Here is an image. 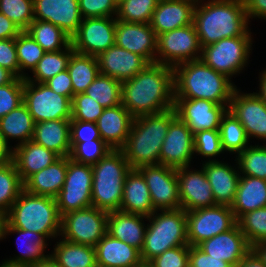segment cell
<instances>
[{
	"label": "cell",
	"instance_id": "d6a6232c",
	"mask_svg": "<svg viewBox=\"0 0 266 267\" xmlns=\"http://www.w3.org/2000/svg\"><path fill=\"white\" fill-rule=\"evenodd\" d=\"M32 140L60 157L71 153L70 120H48L35 123Z\"/></svg>",
	"mask_w": 266,
	"mask_h": 267
},
{
	"label": "cell",
	"instance_id": "2e32d148",
	"mask_svg": "<svg viewBox=\"0 0 266 267\" xmlns=\"http://www.w3.org/2000/svg\"><path fill=\"white\" fill-rule=\"evenodd\" d=\"M228 110L242 124L250 140L255 137L266 144V104L256 92L244 93L236 88Z\"/></svg>",
	"mask_w": 266,
	"mask_h": 267
},
{
	"label": "cell",
	"instance_id": "7402d4cb",
	"mask_svg": "<svg viewBox=\"0 0 266 267\" xmlns=\"http://www.w3.org/2000/svg\"><path fill=\"white\" fill-rule=\"evenodd\" d=\"M99 73L117 79L121 83L130 80L149 63L137 54L114 44L97 56Z\"/></svg>",
	"mask_w": 266,
	"mask_h": 267
},
{
	"label": "cell",
	"instance_id": "2644e50d",
	"mask_svg": "<svg viewBox=\"0 0 266 267\" xmlns=\"http://www.w3.org/2000/svg\"><path fill=\"white\" fill-rule=\"evenodd\" d=\"M133 267H153L149 262H141L140 264Z\"/></svg>",
	"mask_w": 266,
	"mask_h": 267
},
{
	"label": "cell",
	"instance_id": "680465c9",
	"mask_svg": "<svg viewBox=\"0 0 266 267\" xmlns=\"http://www.w3.org/2000/svg\"><path fill=\"white\" fill-rule=\"evenodd\" d=\"M44 84H46L54 92L72 100L73 86L67 69L48 79L44 82Z\"/></svg>",
	"mask_w": 266,
	"mask_h": 267
},
{
	"label": "cell",
	"instance_id": "816d5d0a",
	"mask_svg": "<svg viewBox=\"0 0 266 267\" xmlns=\"http://www.w3.org/2000/svg\"><path fill=\"white\" fill-rule=\"evenodd\" d=\"M23 87L24 79L18 77L0 86V119L23 103Z\"/></svg>",
	"mask_w": 266,
	"mask_h": 267
},
{
	"label": "cell",
	"instance_id": "1f68e13d",
	"mask_svg": "<svg viewBox=\"0 0 266 267\" xmlns=\"http://www.w3.org/2000/svg\"><path fill=\"white\" fill-rule=\"evenodd\" d=\"M67 173V157H60L53 164L31 175L23 184L30 194L56 198L63 187Z\"/></svg>",
	"mask_w": 266,
	"mask_h": 267
},
{
	"label": "cell",
	"instance_id": "db71d44e",
	"mask_svg": "<svg viewBox=\"0 0 266 267\" xmlns=\"http://www.w3.org/2000/svg\"><path fill=\"white\" fill-rule=\"evenodd\" d=\"M149 263L153 267H189V245L166 250Z\"/></svg>",
	"mask_w": 266,
	"mask_h": 267
},
{
	"label": "cell",
	"instance_id": "7bdbcfd3",
	"mask_svg": "<svg viewBox=\"0 0 266 267\" xmlns=\"http://www.w3.org/2000/svg\"><path fill=\"white\" fill-rule=\"evenodd\" d=\"M121 85L117 79L99 74L84 93L103 108L114 107L121 104Z\"/></svg>",
	"mask_w": 266,
	"mask_h": 267
},
{
	"label": "cell",
	"instance_id": "52a82bcc",
	"mask_svg": "<svg viewBox=\"0 0 266 267\" xmlns=\"http://www.w3.org/2000/svg\"><path fill=\"white\" fill-rule=\"evenodd\" d=\"M147 221L150 224L147 223L144 244L140 250L142 262H150L166 250L188 245L184 209L156 210Z\"/></svg>",
	"mask_w": 266,
	"mask_h": 267
},
{
	"label": "cell",
	"instance_id": "ba28073f",
	"mask_svg": "<svg viewBox=\"0 0 266 267\" xmlns=\"http://www.w3.org/2000/svg\"><path fill=\"white\" fill-rule=\"evenodd\" d=\"M249 29L244 35L223 38L220 41L202 47L200 59L215 71L232 77L239 76L248 66L252 53L253 35Z\"/></svg>",
	"mask_w": 266,
	"mask_h": 267
},
{
	"label": "cell",
	"instance_id": "bcb514c9",
	"mask_svg": "<svg viewBox=\"0 0 266 267\" xmlns=\"http://www.w3.org/2000/svg\"><path fill=\"white\" fill-rule=\"evenodd\" d=\"M237 224L251 246L266 241V206L243 214Z\"/></svg>",
	"mask_w": 266,
	"mask_h": 267
},
{
	"label": "cell",
	"instance_id": "f6af8a7d",
	"mask_svg": "<svg viewBox=\"0 0 266 267\" xmlns=\"http://www.w3.org/2000/svg\"><path fill=\"white\" fill-rule=\"evenodd\" d=\"M159 0H123L117 6L116 20L150 23Z\"/></svg>",
	"mask_w": 266,
	"mask_h": 267
},
{
	"label": "cell",
	"instance_id": "cb8c5ba5",
	"mask_svg": "<svg viewBox=\"0 0 266 267\" xmlns=\"http://www.w3.org/2000/svg\"><path fill=\"white\" fill-rule=\"evenodd\" d=\"M17 234L19 239L17 240L18 255L10 256L9 259H3V263L13 266L30 267L38 264L49 257L46 254V248L49 246L48 239L41 233L33 231H27L24 229L13 228L6 221L3 224V239H6L8 235ZM23 239V241L21 240ZM23 246V247H22Z\"/></svg>",
	"mask_w": 266,
	"mask_h": 267
},
{
	"label": "cell",
	"instance_id": "f1b7e54d",
	"mask_svg": "<svg viewBox=\"0 0 266 267\" xmlns=\"http://www.w3.org/2000/svg\"><path fill=\"white\" fill-rule=\"evenodd\" d=\"M147 216L123 211H113L108 213L107 233L119 239L139 251L144 244L145 232L147 228ZM146 223V224H145Z\"/></svg>",
	"mask_w": 266,
	"mask_h": 267
},
{
	"label": "cell",
	"instance_id": "f5cc1de1",
	"mask_svg": "<svg viewBox=\"0 0 266 267\" xmlns=\"http://www.w3.org/2000/svg\"><path fill=\"white\" fill-rule=\"evenodd\" d=\"M82 19L94 17H116L117 5L113 0H79Z\"/></svg>",
	"mask_w": 266,
	"mask_h": 267
},
{
	"label": "cell",
	"instance_id": "94428289",
	"mask_svg": "<svg viewBox=\"0 0 266 267\" xmlns=\"http://www.w3.org/2000/svg\"><path fill=\"white\" fill-rule=\"evenodd\" d=\"M22 30L0 12V39L16 38Z\"/></svg>",
	"mask_w": 266,
	"mask_h": 267
},
{
	"label": "cell",
	"instance_id": "e7e4bbea",
	"mask_svg": "<svg viewBox=\"0 0 266 267\" xmlns=\"http://www.w3.org/2000/svg\"><path fill=\"white\" fill-rule=\"evenodd\" d=\"M16 76L8 69L0 66V86L11 83Z\"/></svg>",
	"mask_w": 266,
	"mask_h": 267
},
{
	"label": "cell",
	"instance_id": "836d02e7",
	"mask_svg": "<svg viewBox=\"0 0 266 267\" xmlns=\"http://www.w3.org/2000/svg\"><path fill=\"white\" fill-rule=\"evenodd\" d=\"M266 206V180L240 176L235 199L230 206L238 220L243 214Z\"/></svg>",
	"mask_w": 266,
	"mask_h": 267
},
{
	"label": "cell",
	"instance_id": "ac0fdd59",
	"mask_svg": "<svg viewBox=\"0 0 266 267\" xmlns=\"http://www.w3.org/2000/svg\"><path fill=\"white\" fill-rule=\"evenodd\" d=\"M194 134L176 116L170 123L159 155L160 164L175 169L191 166L194 159Z\"/></svg>",
	"mask_w": 266,
	"mask_h": 267
},
{
	"label": "cell",
	"instance_id": "4316f807",
	"mask_svg": "<svg viewBox=\"0 0 266 267\" xmlns=\"http://www.w3.org/2000/svg\"><path fill=\"white\" fill-rule=\"evenodd\" d=\"M60 156L54 151L46 149L40 144L29 140L26 143L13 147L11 160L24 183L31 175L48 167L58 160Z\"/></svg>",
	"mask_w": 266,
	"mask_h": 267
},
{
	"label": "cell",
	"instance_id": "30bf717a",
	"mask_svg": "<svg viewBox=\"0 0 266 267\" xmlns=\"http://www.w3.org/2000/svg\"><path fill=\"white\" fill-rule=\"evenodd\" d=\"M92 166L67 157V173L62 189L56 196L60 216L92 206Z\"/></svg>",
	"mask_w": 266,
	"mask_h": 267
},
{
	"label": "cell",
	"instance_id": "ab89813d",
	"mask_svg": "<svg viewBox=\"0 0 266 267\" xmlns=\"http://www.w3.org/2000/svg\"><path fill=\"white\" fill-rule=\"evenodd\" d=\"M73 52L74 49L71 44L63 50L45 52L32 71V77H30L31 75H28L25 80L35 83H44L48 79L67 69L69 59Z\"/></svg>",
	"mask_w": 266,
	"mask_h": 267
},
{
	"label": "cell",
	"instance_id": "60d3db41",
	"mask_svg": "<svg viewBox=\"0 0 266 267\" xmlns=\"http://www.w3.org/2000/svg\"><path fill=\"white\" fill-rule=\"evenodd\" d=\"M24 190V184L11 159L0 164V213L4 216Z\"/></svg>",
	"mask_w": 266,
	"mask_h": 267
},
{
	"label": "cell",
	"instance_id": "89a4df30",
	"mask_svg": "<svg viewBox=\"0 0 266 267\" xmlns=\"http://www.w3.org/2000/svg\"><path fill=\"white\" fill-rule=\"evenodd\" d=\"M5 221V216L0 213V241L3 240V224Z\"/></svg>",
	"mask_w": 266,
	"mask_h": 267
},
{
	"label": "cell",
	"instance_id": "f907efd6",
	"mask_svg": "<svg viewBox=\"0 0 266 267\" xmlns=\"http://www.w3.org/2000/svg\"><path fill=\"white\" fill-rule=\"evenodd\" d=\"M71 120L97 122L104 109L97 101L86 93H79L72 97Z\"/></svg>",
	"mask_w": 266,
	"mask_h": 267
},
{
	"label": "cell",
	"instance_id": "d590c367",
	"mask_svg": "<svg viewBox=\"0 0 266 267\" xmlns=\"http://www.w3.org/2000/svg\"><path fill=\"white\" fill-rule=\"evenodd\" d=\"M49 256L61 267H96L95 247L75 244L62 238L56 241Z\"/></svg>",
	"mask_w": 266,
	"mask_h": 267
},
{
	"label": "cell",
	"instance_id": "9f6ffc18",
	"mask_svg": "<svg viewBox=\"0 0 266 267\" xmlns=\"http://www.w3.org/2000/svg\"><path fill=\"white\" fill-rule=\"evenodd\" d=\"M0 66L20 78V67L15 48V38L0 39Z\"/></svg>",
	"mask_w": 266,
	"mask_h": 267
},
{
	"label": "cell",
	"instance_id": "e0dca14e",
	"mask_svg": "<svg viewBox=\"0 0 266 267\" xmlns=\"http://www.w3.org/2000/svg\"><path fill=\"white\" fill-rule=\"evenodd\" d=\"M176 115L193 134L203 130H219L228 106L202 99L174 98Z\"/></svg>",
	"mask_w": 266,
	"mask_h": 267
},
{
	"label": "cell",
	"instance_id": "5bb4252c",
	"mask_svg": "<svg viewBox=\"0 0 266 267\" xmlns=\"http://www.w3.org/2000/svg\"><path fill=\"white\" fill-rule=\"evenodd\" d=\"M116 17L84 18L71 37L75 52L98 56L115 44Z\"/></svg>",
	"mask_w": 266,
	"mask_h": 267
},
{
	"label": "cell",
	"instance_id": "11a10c76",
	"mask_svg": "<svg viewBox=\"0 0 266 267\" xmlns=\"http://www.w3.org/2000/svg\"><path fill=\"white\" fill-rule=\"evenodd\" d=\"M101 139L95 122L70 120V142H88Z\"/></svg>",
	"mask_w": 266,
	"mask_h": 267
},
{
	"label": "cell",
	"instance_id": "d4e9b609",
	"mask_svg": "<svg viewBox=\"0 0 266 267\" xmlns=\"http://www.w3.org/2000/svg\"><path fill=\"white\" fill-rule=\"evenodd\" d=\"M211 185L215 204L231 206L234 202L240 172L226 161H204L201 166Z\"/></svg>",
	"mask_w": 266,
	"mask_h": 267
},
{
	"label": "cell",
	"instance_id": "484cf974",
	"mask_svg": "<svg viewBox=\"0 0 266 267\" xmlns=\"http://www.w3.org/2000/svg\"><path fill=\"white\" fill-rule=\"evenodd\" d=\"M197 0H159L150 26L156 35L193 24Z\"/></svg>",
	"mask_w": 266,
	"mask_h": 267
},
{
	"label": "cell",
	"instance_id": "003e7915",
	"mask_svg": "<svg viewBox=\"0 0 266 267\" xmlns=\"http://www.w3.org/2000/svg\"><path fill=\"white\" fill-rule=\"evenodd\" d=\"M252 250L259 256V258L266 265V241L254 244L252 246Z\"/></svg>",
	"mask_w": 266,
	"mask_h": 267
},
{
	"label": "cell",
	"instance_id": "8c879c8a",
	"mask_svg": "<svg viewBox=\"0 0 266 267\" xmlns=\"http://www.w3.org/2000/svg\"><path fill=\"white\" fill-rule=\"evenodd\" d=\"M0 267H24V266H13V265H9V264H6V263H1L0 264Z\"/></svg>",
	"mask_w": 266,
	"mask_h": 267
},
{
	"label": "cell",
	"instance_id": "91938a15",
	"mask_svg": "<svg viewBox=\"0 0 266 267\" xmlns=\"http://www.w3.org/2000/svg\"><path fill=\"white\" fill-rule=\"evenodd\" d=\"M245 10L249 19L266 20V0H244Z\"/></svg>",
	"mask_w": 266,
	"mask_h": 267
},
{
	"label": "cell",
	"instance_id": "a7ac6f4b",
	"mask_svg": "<svg viewBox=\"0 0 266 267\" xmlns=\"http://www.w3.org/2000/svg\"><path fill=\"white\" fill-rule=\"evenodd\" d=\"M30 267H61V266H59L50 256L46 259V260H44V261H42V262H40V263H38V264H35V265H33V266H30Z\"/></svg>",
	"mask_w": 266,
	"mask_h": 267
},
{
	"label": "cell",
	"instance_id": "d6986e66",
	"mask_svg": "<svg viewBox=\"0 0 266 267\" xmlns=\"http://www.w3.org/2000/svg\"><path fill=\"white\" fill-rule=\"evenodd\" d=\"M190 168L191 166H186L177 169L181 208L193 211L216 205L203 168L199 170Z\"/></svg>",
	"mask_w": 266,
	"mask_h": 267
},
{
	"label": "cell",
	"instance_id": "5b68a950",
	"mask_svg": "<svg viewBox=\"0 0 266 267\" xmlns=\"http://www.w3.org/2000/svg\"><path fill=\"white\" fill-rule=\"evenodd\" d=\"M5 221L13 228L41 233L48 240L60 236L61 216L56 200L51 197L23 190L5 215Z\"/></svg>",
	"mask_w": 266,
	"mask_h": 267
},
{
	"label": "cell",
	"instance_id": "74e56055",
	"mask_svg": "<svg viewBox=\"0 0 266 267\" xmlns=\"http://www.w3.org/2000/svg\"><path fill=\"white\" fill-rule=\"evenodd\" d=\"M25 31L45 52L63 50L71 44V37L48 21L34 19Z\"/></svg>",
	"mask_w": 266,
	"mask_h": 267
},
{
	"label": "cell",
	"instance_id": "7dc6e473",
	"mask_svg": "<svg viewBox=\"0 0 266 267\" xmlns=\"http://www.w3.org/2000/svg\"><path fill=\"white\" fill-rule=\"evenodd\" d=\"M70 158L78 163L95 165L108 152L112 150L102 139H94L88 142H70Z\"/></svg>",
	"mask_w": 266,
	"mask_h": 267
},
{
	"label": "cell",
	"instance_id": "ffe728a7",
	"mask_svg": "<svg viewBox=\"0 0 266 267\" xmlns=\"http://www.w3.org/2000/svg\"><path fill=\"white\" fill-rule=\"evenodd\" d=\"M115 44L142 56L149 64L155 63L157 35L150 23H131L116 20Z\"/></svg>",
	"mask_w": 266,
	"mask_h": 267
},
{
	"label": "cell",
	"instance_id": "4dcf8cb0",
	"mask_svg": "<svg viewBox=\"0 0 266 267\" xmlns=\"http://www.w3.org/2000/svg\"><path fill=\"white\" fill-rule=\"evenodd\" d=\"M120 211L147 217L156 211L146 181L138 169L131 168L126 176Z\"/></svg>",
	"mask_w": 266,
	"mask_h": 267
},
{
	"label": "cell",
	"instance_id": "7a4b0ae2",
	"mask_svg": "<svg viewBox=\"0 0 266 267\" xmlns=\"http://www.w3.org/2000/svg\"><path fill=\"white\" fill-rule=\"evenodd\" d=\"M244 0H197L193 12L201 47L244 35L250 28Z\"/></svg>",
	"mask_w": 266,
	"mask_h": 267
},
{
	"label": "cell",
	"instance_id": "83f0119b",
	"mask_svg": "<svg viewBox=\"0 0 266 267\" xmlns=\"http://www.w3.org/2000/svg\"><path fill=\"white\" fill-rule=\"evenodd\" d=\"M133 119L122 104L105 108L96 122L101 139L112 149H121L128 139Z\"/></svg>",
	"mask_w": 266,
	"mask_h": 267
},
{
	"label": "cell",
	"instance_id": "753ad0ef",
	"mask_svg": "<svg viewBox=\"0 0 266 267\" xmlns=\"http://www.w3.org/2000/svg\"><path fill=\"white\" fill-rule=\"evenodd\" d=\"M113 1L118 6L123 0H113Z\"/></svg>",
	"mask_w": 266,
	"mask_h": 267
},
{
	"label": "cell",
	"instance_id": "e575fe53",
	"mask_svg": "<svg viewBox=\"0 0 266 267\" xmlns=\"http://www.w3.org/2000/svg\"><path fill=\"white\" fill-rule=\"evenodd\" d=\"M35 122L27 106L22 103L0 119V132L9 149H13L10 140L18 141L14 147L32 140Z\"/></svg>",
	"mask_w": 266,
	"mask_h": 267
},
{
	"label": "cell",
	"instance_id": "b9f144b4",
	"mask_svg": "<svg viewBox=\"0 0 266 267\" xmlns=\"http://www.w3.org/2000/svg\"><path fill=\"white\" fill-rule=\"evenodd\" d=\"M249 145L241 153L235 155V165L240 176H253L266 180V144Z\"/></svg>",
	"mask_w": 266,
	"mask_h": 267
},
{
	"label": "cell",
	"instance_id": "6125c7cd",
	"mask_svg": "<svg viewBox=\"0 0 266 267\" xmlns=\"http://www.w3.org/2000/svg\"><path fill=\"white\" fill-rule=\"evenodd\" d=\"M234 267H266L259 256L251 249Z\"/></svg>",
	"mask_w": 266,
	"mask_h": 267
},
{
	"label": "cell",
	"instance_id": "be15d7a7",
	"mask_svg": "<svg viewBox=\"0 0 266 267\" xmlns=\"http://www.w3.org/2000/svg\"><path fill=\"white\" fill-rule=\"evenodd\" d=\"M259 90L256 91V93L258 94V96L263 100V102L266 104V68L259 72Z\"/></svg>",
	"mask_w": 266,
	"mask_h": 267
},
{
	"label": "cell",
	"instance_id": "3957f363",
	"mask_svg": "<svg viewBox=\"0 0 266 267\" xmlns=\"http://www.w3.org/2000/svg\"><path fill=\"white\" fill-rule=\"evenodd\" d=\"M174 70V98L202 99L229 106L237 86L201 59L179 64Z\"/></svg>",
	"mask_w": 266,
	"mask_h": 267
},
{
	"label": "cell",
	"instance_id": "8d00e7d4",
	"mask_svg": "<svg viewBox=\"0 0 266 267\" xmlns=\"http://www.w3.org/2000/svg\"><path fill=\"white\" fill-rule=\"evenodd\" d=\"M67 71L73 86V96L84 93L100 74L97 56L85 55L74 51L69 59Z\"/></svg>",
	"mask_w": 266,
	"mask_h": 267
},
{
	"label": "cell",
	"instance_id": "f546056e",
	"mask_svg": "<svg viewBox=\"0 0 266 267\" xmlns=\"http://www.w3.org/2000/svg\"><path fill=\"white\" fill-rule=\"evenodd\" d=\"M96 263L103 267H133L142 262L140 251L106 233L95 245Z\"/></svg>",
	"mask_w": 266,
	"mask_h": 267
},
{
	"label": "cell",
	"instance_id": "681fc988",
	"mask_svg": "<svg viewBox=\"0 0 266 267\" xmlns=\"http://www.w3.org/2000/svg\"><path fill=\"white\" fill-rule=\"evenodd\" d=\"M194 154L208 158V162L218 161L216 157L224 154L219 130H203L194 134Z\"/></svg>",
	"mask_w": 266,
	"mask_h": 267
},
{
	"label": "cell",
	"instance_id": "c3c4849f",
	"mask_svg": "<svg viewBox=\"0 0 266 267\" xmlns=\"http://www.w3.org/2000/svg\"><path fill=\"white\" fill-rule=\"evenodd\" d=\"M33 0H0V12L25 31L34 20Z\"/></svg>",
	"mask_w": 266,
	"mask_h": 267
},
{
	"label": "cell",
	"instance_id": "6da1fadb",
	"mask_svg": "<svg viewBox=\"0 0 266 267\" xmlns=\"http://www.w3.org/2000/svg\"><path fill=\"white\" fill-rule=\"evenodd\" d=\"M121 104L133 118L174 108V70L150 63L130 80L122 82Z\"/></svg>",
	"mask_w": 266,
	"mask_h": 267
},
{
	"label": "cell",
	"instance_id": "603a6c76",
	"mask_svg": "<svg viewBox=\"0 0 266 267\" xmlns=\"http://www.w3.org/2000/svg\"><path fill=\"white\" fill-rule=\"evenodd\" d=\"M207 255L236 266L252 249L245 235L236 224L232 229L220 233L198 245Z\"/></svg>",
	"mask_w": 266,
	"mask_h": 267
},
{
	"label": "cell",
	"instance_id": "6f0895ef",
	"mask_svg": "<svg viewBox=\"0 0 266 267\" xmlns=\"http://www.w3.org/2000/svg\"><path fill=\"white\" fill-rule=\"evenodd\" d=\"M189 267H232L228 262L207 255L198 246H189Z\"/></svg>",
	"mask_w": 266,
	"mask_h": 267
},
{
	"label": "cell",
	"instance_id": "9c48e42d",
	"mask_svg": "<svg viewBox=\"0 0 266 267\" xmlns=\"http://www.w3.org/2000/svg\"><path fill=\"white\" fill-rule=\"evenodd\" d=\"M108 213L94 206L71 211L61 216L62 239L95 247L107 233Z\"/></svg>",
	"mask_w": 266,
	"mask_h": 267
},
{
	"label": "cell",
	"instance_id": "277c9868",
	"mask_svg": "<svg viewBox=\"0 0 266 267\" xmlns=\"http://www.w3.org/2000/svg\"><path fill=\"white\" fill-rule=\"evenodd\" d=\"M176 116L172 108L133 119L128 139L121 148L131 168L160 164L162 144L169 125Z\"/></svg>",
	"mask_w": 266,
	"mask_h": 267
},
{
	"label": "cell",
	"instance_id": "7c38bea8",
	"mask_svg": "<svg viewBox=\"0 0 266 267\" xmlns=\"http://www.w3.org/2000/svg\"><path fill=\"white\" fill-rule=\"evenodd\" d=\"M202 47L194 24L157 35L155 63L174 68L200 59Z\"/></svg>",
	"mask_w": 266,
	"mask_h": 267
},
{
	"label": "cell",
	"instance_id": "03108f58",
	"mask_svg": "<svg viewBox=\"0 0 266 267\" xmlns=\"http://www.w3.org/2000/svg\"><path fill=\"white\" fill-rule=\"evenodd\" d=\"M11 158V149L7 147L0 132V164Z\"/></svg>",
	"mask_w": 266,
	"mask_h": 267
},
{
	"label": "cell",
	"instance_id": "8992f818",
	"mask_svg": "<svg viewBox=\"0 0 266 267\" xmlns=\"http://www.w3.org/2000/svg\"><path fill=\"white\" fill-rule=\"evenodd\" d=\"M130 170L121 149H112L92 165V206L107 213L119 211L124 182Z\"/></svg>",
	"mask_w": 266,
	"mask_h": 267
},
{
	"label": "cell",
	"instance_id": "44dd1931",
	"mask_svg": "<svg viewBox=\"0 0 266 267\" xmlns=\"http://www.w3.org/2000/svg\"><path fill=\"white\" fill-rule=\"evenodd\" d=\"M34 19L51 22L72 37L81 24L79 0H33Z\"/></svg>",
	"mask_w": 266,
	"mask_h": 267
},
{
	"label": "cell",
	"instance_id": "9a60e30c",
	"mask_svg": "<svg viewBox=\"0 0 266 267\" xmlns=\"http://www.w3.org/2000/svg\"><path fill=\"white\" fill-rule=\"evenodd\" d=\"M142 173L155 210H177L181 208L177 169L162 164L142 166Z\"/></svg>",
	"mask_w": 266,
	"mask_h": 267
},
{
	"label": "cell",
	"instance_id": "8fae6325",
	"mask_svg": "<svg viewBox=\"0 0 266 267\" xmlns=\"http://www.w3.org/2000/svg\"><path fill=\"white\" fill-rule=\"evenodd\" d=\"M23 103L35 123L48 120H71V99L54 92L44 83L24 79Z\"/></svg>",
	"mask_w": 266,
	"mask_h": 267
},
{
	"label": "cell",
	"instance_id": "4fadbf2b",
	"mask_svg": "<svg viewBox=\"0 0 266 267\" xmlns=\"http://www.w3.org/2000/svg\"><path fill=\"white\" fill-rule=\"evenodd\" d=\"M189 246H198L205 240L232 229L237 224L230 206L214 205L186 211Z\"/></svg>",
	"mask_w": 266,
	"mask_h": 267
},
{
	"label": "cell",
	"instance_id": "f35d334b",
	"mask_svg": "<svg viewBox=\"0 0 266 267\" xmlns=\"http://www.w3.org/2000/svg\"><path fill=\"white\" fill-rule=\"evenodd\" d=\"M221 146L224 153L239 154L249 146L250 139L238 119L227 110L219 126Z\"/></svg>",
	"mask_w": 266,
	"mask_h": 267
},
{
	"label": "cell",
	"instance_id": "ee69618b",
	"mask_svg": "<svg viewBox=\"0 0 266 267\" xmlns=\"http://www.w3.org/2000/svg\"><path fill=\"white\" fill-rule=\"evenodd\" d=\"M15 48L20 67V78L25 79L29 75L26 71L31 73L34 70L45 51L26 31H22L15 38Z\"/></svg>",
	"mask_w": 266,
	"mask_h": 267
}]
</instances>
